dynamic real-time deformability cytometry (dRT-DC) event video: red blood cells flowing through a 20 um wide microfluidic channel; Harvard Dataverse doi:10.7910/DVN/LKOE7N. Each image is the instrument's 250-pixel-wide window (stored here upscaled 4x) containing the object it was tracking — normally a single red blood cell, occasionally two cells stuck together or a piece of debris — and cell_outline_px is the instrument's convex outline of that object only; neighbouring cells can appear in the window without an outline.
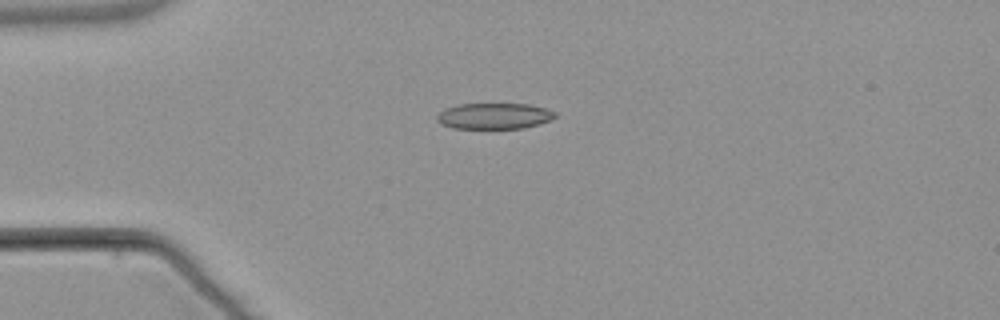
{"species": "common noctule bat (a hibernating species)", "species_latin": "Nyctalus noctula", "temperature_condition": "warm", "stored_images_in_passage": 6, "camera_frame_rate_fps": 3000, "um_per_image_px": 0.085, "animal": {"sex": "male", "body_mass_g": 21.5, "forearm_length_mm": 52.0}, "frame": {"image": 1, "passage_image": 3, "time_ms": 3.333, "image_size_px": [1000, 320], "cell_outline_px": [[556, 116], [540, 124], [524, 128], [452, 128], [440, 124], [436, 120], [436, 116], [444, 108], [460, 104], [528, 104], [544, 108], [556, 112]], "centroid_in_image_um": [41.97, 9.86], "position_along_channel_um": 43.0, "area_um2": 17.86}}
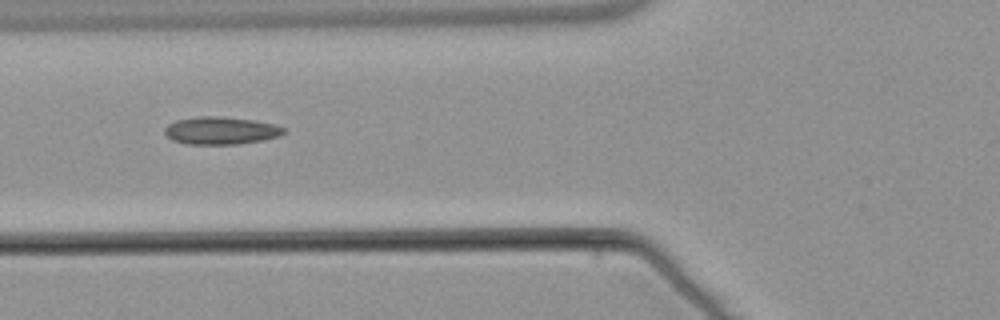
{"frame": {"image": 2, "passage_image": 5, "time_ms": 5.667, "image_size_px": [1000, 320], "cell_outline_px": [[288, 128], [280, 136], [264, 140], [240, 144], [188, 144], [172, 140], [164, 132], [164, 128], [168, 124], [176, 120], [200, 116], [220, 116], [256, 120], [276, 124]], "centroid_in_image_um": [18.82, 11.09], "position_along_channel_um": 107.0, "area_um2": 19.42}}
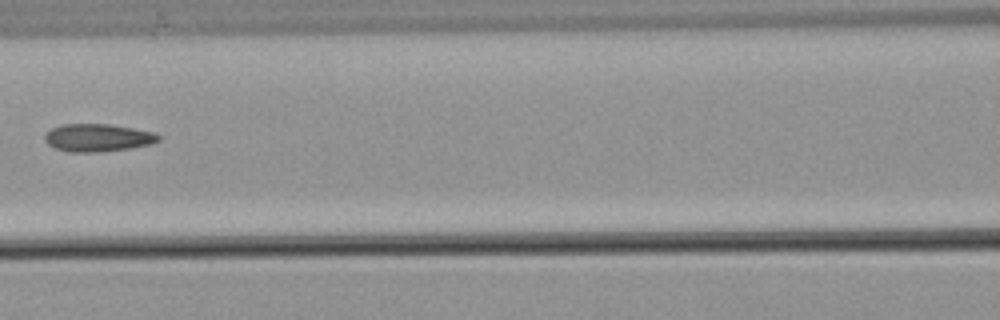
{"frame": {"image": 3, "passage_image": 6, "time_ms": 7.0, "image_size_px": [1000, 320], "cell_outline_px": [[160, 140], [152, 144], [128, 148], [100, 152], [68, 152], [56, 148], [48, 144], [44, 140], [44, 132], [60, 124], [112, 124], [152, 132], [160, 136]], "centroid_in_image_um": [8.27, 11.7], "position_along_channel_um": 158.3, "area_um2": 18.44}}